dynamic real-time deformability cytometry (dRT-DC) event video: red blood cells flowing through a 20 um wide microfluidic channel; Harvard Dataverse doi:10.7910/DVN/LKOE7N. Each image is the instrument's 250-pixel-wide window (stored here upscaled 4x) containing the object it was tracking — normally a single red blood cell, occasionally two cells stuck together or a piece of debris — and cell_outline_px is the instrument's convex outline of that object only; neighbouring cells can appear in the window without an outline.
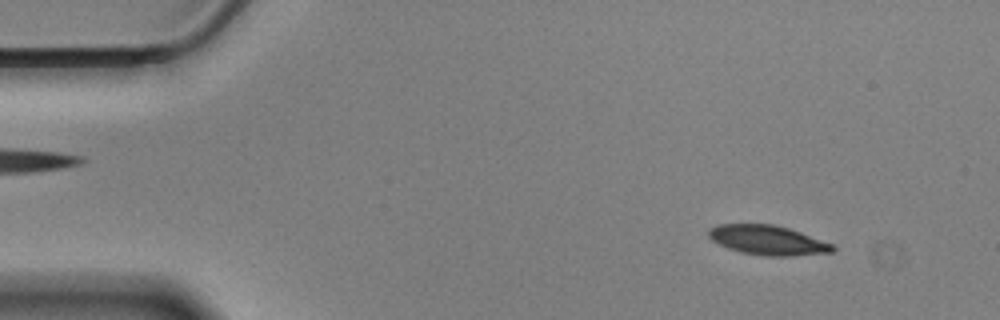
{"species": "Egyptian fruit bat (a non-hibernating species)", "species_latin": "Rousettus aegyptiacus", "temperature_condition": "cold", "stored_images_in_passage": 57, "camera_frame_rate_fps": 3000, "um_per_image_px": 0.085, "animal": {"sex": "male"}, "frame": {"image": 1, "passage_image": 6, "time_ms": 1.667, "image_size_px": [1000, 320], "cell_outline_px": [[836, 248], [832, 252], [792, 256], [764, 256], [740, 252], [728, 248], [712, 240], [708, 236], [708, 228], [716, 224], [772, 224], [788, 228], [800, 232], [832, 244]], "centroid_in_image_um": [65.22, 20.41], "position_along_channel_um": 19.8, "area_um2": 21.33}}
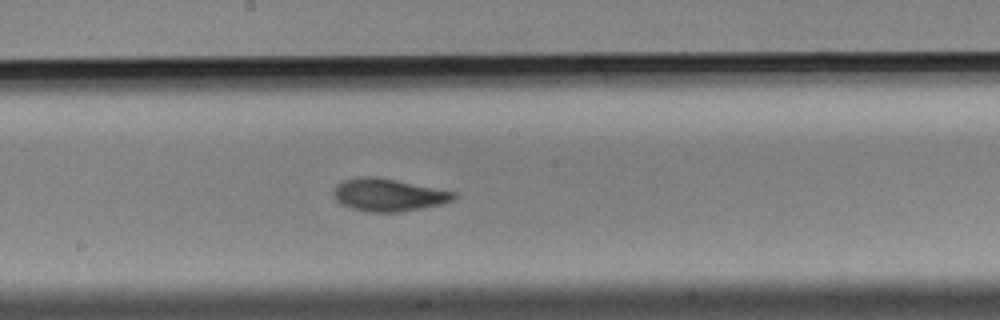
{"frame": {"image": 2, "passage_image": 30, "time_ms": 9.667, "image_size_px": [1000, 320], "cell_outline_px": [[456, 196], [452, 200], [444, 204], [400, 212], [368, 212], [352, 208], [340, 204], [332, 196], [332, 192], [336, 184], [344, 180], [364, 176], [368, 176], [396, 180], [456, 192]], "centroid_in_image_um": [32.98, 16.58], "position_along_channel_um": 215.2, "area_um2": 22.83}}
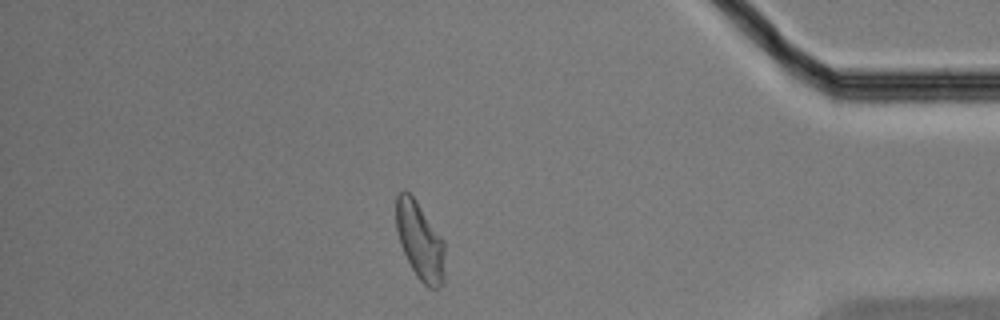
{"frame": {"image": 3, "passage_image": 49, "time_ms": 16.0, "image_size_px": [1000, 320], "cell_outline_px": [[444, 284], [440, 288], [428, 288], [416, 276], [400, 244], [396, 228], [396, 196], [404, 188], [416, 200], [444, 240]], "centroid_in_image_um": [35.7, 20.49], "position_along_channel_um": 399.5, "area_um2": 22.14}, "authors_computed_cell_mechanics": {"area_um2": 22.253, "velocity_mm_per_s": 3.498, "shape_relaxation_time_tau1_ms": 4.8747, "shape_relaxation_time_tau2_ms": 2.9343, "deformation_change_tau1": 0.1465, "deformation_change_tau2": 0.0814}}